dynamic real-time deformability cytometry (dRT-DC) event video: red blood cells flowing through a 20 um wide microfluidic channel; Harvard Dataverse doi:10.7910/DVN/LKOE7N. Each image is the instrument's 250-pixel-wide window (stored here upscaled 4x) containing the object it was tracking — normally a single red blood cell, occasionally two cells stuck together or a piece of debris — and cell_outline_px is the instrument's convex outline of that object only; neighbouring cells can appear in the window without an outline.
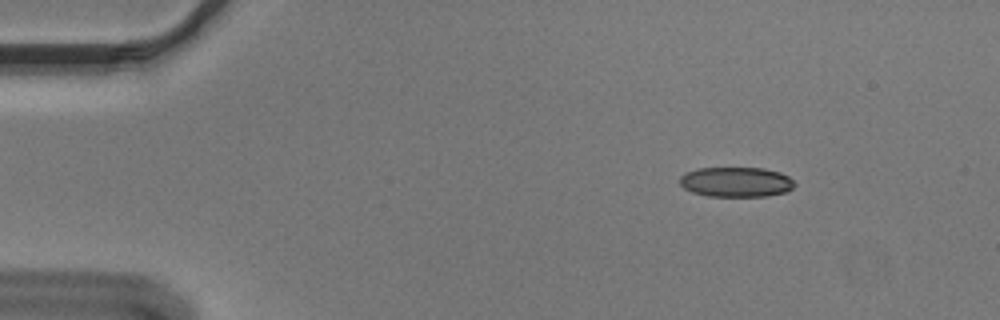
{"species": "Egyptian fruit bat (a non-hibernating species)", "species_latin": "Rousettus aegyptiacus", "temperature_condition": "cold", "stored_images_in_passage": 54, "camera_frame_rate_fps": 3000, "um_per_image_px": 0.085, "animal": {"sex": "male"}, "frame": {"image": 1, "passage_image": 7, "time_ms": 2.0, "image_size_px": [1000, 320], "cell_outline_px": [[796, 184], [792, 188], [784, 192], [768, 196], [708, 196], [692, 192], [684, 188], [680, 184], [680, 176], [684, 172], [696, 168], [764, 168], [780, 172], [788, 176]], "centroid_in_image_um": [62.54, 15.46], "position_along_channel_um": 22.5, "area_um2": 20.11}}
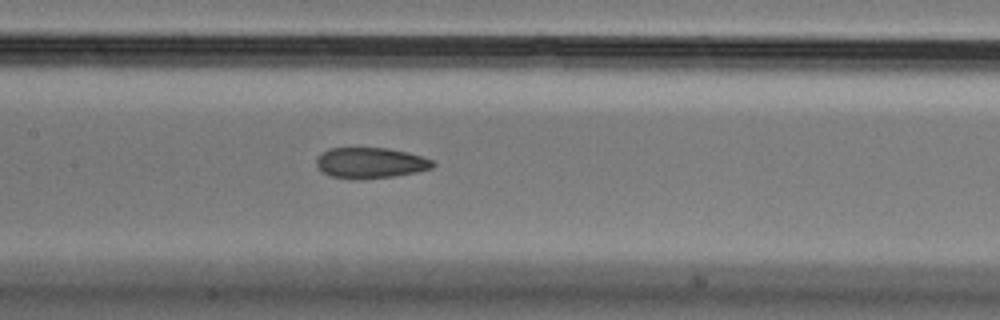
{"frame": {"image": 2, "passage_image": 26, "time_ms": 8.333, "image_size_px": [1000, 320], "cell_outline_px": [[436, 164], [432, 168], [416, 172], [392, 176], [364, 180], [352, 180], [328, 176], [316, 164], [316, 160], [320, 152], [328, 148], [388, 148], [408, 152], [432, 160]], "centroid_in_image_um": [31.45, 13.85], "position_along_channel_um": 175.9, "area_um2": 21.1}}
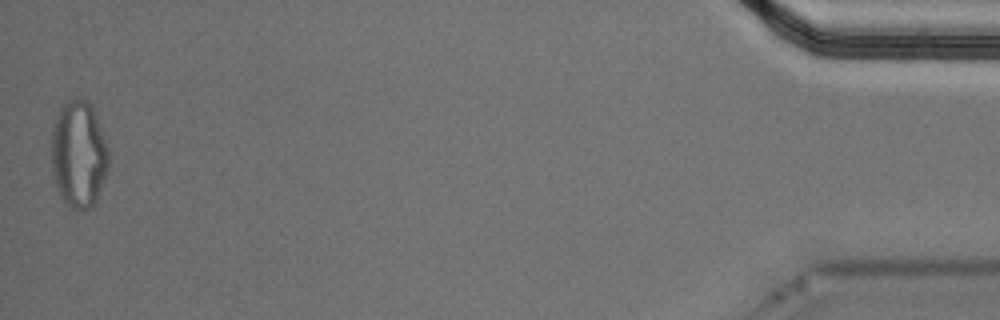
{"frame": {"image": 3, "passage_image": 54, "time_ms": 17.667, "image_size_px": [1000, 320], "cell_outline_px": [[108, 168], [96, 200], [84, 212], [76, 212], [64, 204], [60, 196], [52, 172], [52, 128], [56, 116], [60, 108], [68, 100], [76, 96], [80, 96], [88, 100], [92, 104], [100, 124], [108, 148]], "centroid_in_image_um": [6.68, 13.1], "position_along_channel_um": 428.5, "area_um2": 36.24}, "authors_computed_cell_mechanics": {"area_um2": 21.6461, "velocity_mm_per_s": 3.6566, "shape_relaxation_time_tau1_ms": null, "shape_relaxation_time_tau2_ms": 3.1126, "deformation_change_tau1": null, "deformation_change_tau2": 0.0961}}